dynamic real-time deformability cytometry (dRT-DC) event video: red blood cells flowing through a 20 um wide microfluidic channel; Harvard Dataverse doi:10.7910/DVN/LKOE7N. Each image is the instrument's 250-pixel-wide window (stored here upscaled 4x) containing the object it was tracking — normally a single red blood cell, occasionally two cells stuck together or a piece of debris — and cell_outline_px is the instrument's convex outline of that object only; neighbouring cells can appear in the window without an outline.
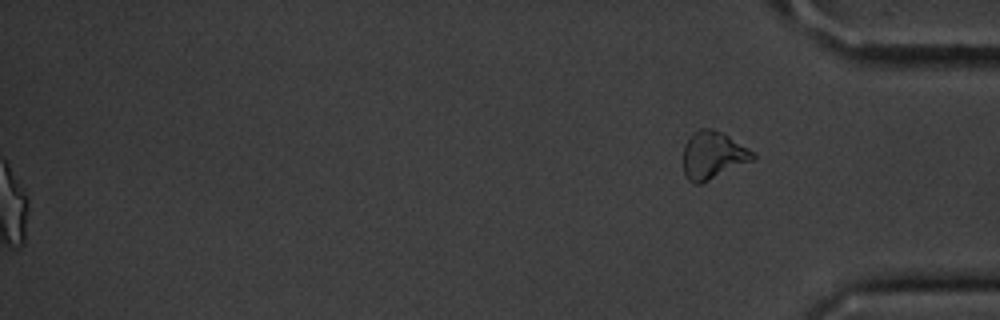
{"species": "common noctule bat (a hibernating species)", "species_latin": "Nyctalus noctula", "temperature_condition": "cold", "stored_images_in_passage": 44, "segment_of_instrument_passage": [2, 2], "camera_frame_rate_fps": 3000, "um_per_image_px": 0.085, "animal": {"sex": "male", "body_mass_g": 20.1, "forearm_length_mm": 53.5}, "frame": {"image": 1, "passage_image": 44, "time_ms": 14.333, "image_size_px": [1000, 320], "cell_outline_px": [[756, 156], [752, 160], [700, 184], [692, 184], [688, 180], [684, 172], [684, 144], [692, 132], [700, 128], [712, 128], [724, 132], [756, 152]], "centroid_in_image_um": [60.6, 13.16], "position_along_channel_um": 374.6, "area_um2": 19.48}}